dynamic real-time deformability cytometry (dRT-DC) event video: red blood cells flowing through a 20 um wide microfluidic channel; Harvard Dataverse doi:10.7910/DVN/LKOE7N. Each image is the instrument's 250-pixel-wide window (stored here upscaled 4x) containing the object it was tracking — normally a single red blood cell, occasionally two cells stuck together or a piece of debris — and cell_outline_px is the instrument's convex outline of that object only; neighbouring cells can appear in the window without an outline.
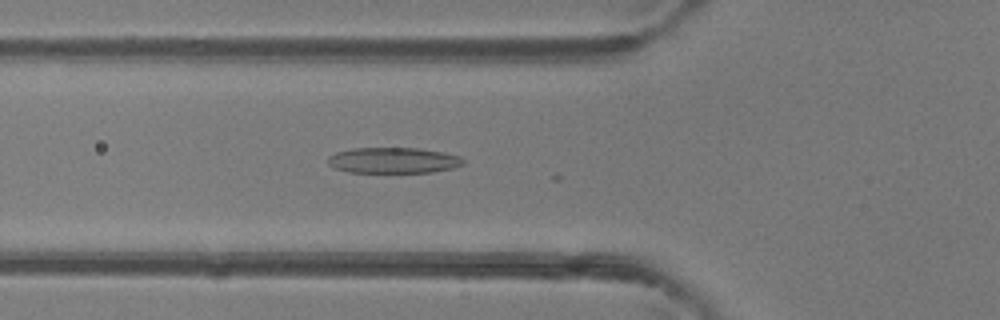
{"species": "common noctule bat (a hibernating species)", "species_latin": "Nyctalus noctula", "temperature_condition": "room temperature", "stored_images_in_passage": 12, "camera_frame_rate_fps": 3000, "um_per_image_px": 0.085, "animal": {"sex": "female"}, "frame": {"image": 1, "passage_image": 11, "time_ms": 3.333, "image_size_px": [1000, 320], "cell_outline_px": [[464, 164], [452, 168], [432, 172], [348, 172], [336, 168], [328, 164], [328, 156], [336, 152], [352, 148], [420, 148], [444, 152], [460, 156], [464, 160]], "centroid_in_image_um": [33.44, 13.62], "position_along_channel_um": 92.4, "area_um2": 20.35}}